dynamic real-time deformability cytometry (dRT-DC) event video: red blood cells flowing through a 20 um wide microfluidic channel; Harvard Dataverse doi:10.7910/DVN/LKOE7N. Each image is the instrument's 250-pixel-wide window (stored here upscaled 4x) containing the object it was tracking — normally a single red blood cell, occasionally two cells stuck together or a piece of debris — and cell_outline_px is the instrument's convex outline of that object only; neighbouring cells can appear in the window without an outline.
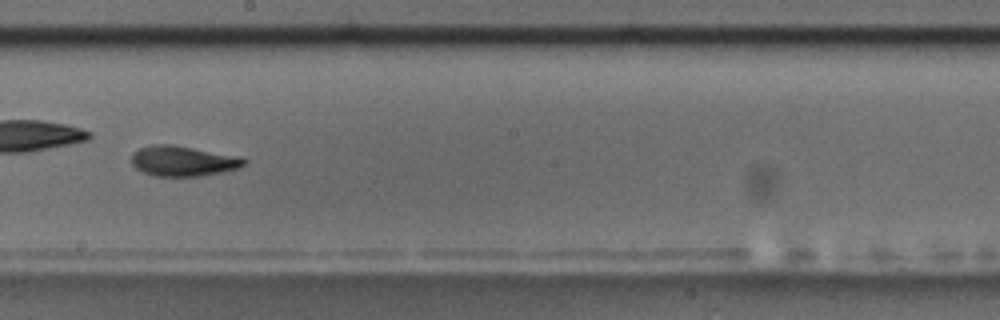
{"species": "common noctule bat (a hibernating species)", "species_latin": "Nyctalus noctula", "temperature_condition": "room temperature", "stored_images_in_passage": 58, "camera_frame_rate_fps": 3000, "um_per_image_px": 0.085, "animal": {"sex": "male", "body_mass_g": 17.5, "forearm_length_mm": 52.3}, "frame": {"image": 1, "passage_image": 34, "time_ms": 11.0, "image_size_px": [1000, 320], "cell_outline_px": [[248, 160], [244, 164], [236, 168], [220, 172], [200, 176], [156, 176], [144, 172], [136, 168], [132, 164], [132, 152], [140, 148], [152, 144], [168, 144], [240, 156]], "centroid_in_image_um": [15.53, 13.68], "position_along_channel_um": 232.7, "area_um2": 19.59}, "authors_computed_cell_mechanics": {"area_um2": 19.2474, "velocity_mm_per_s": 3.4572, "shape_relaxation_time_tau1_ms": 5.4398, "shape_relaxation_time_tau2_ms": 3.9713, "deformation_change_tau1": 0.2015, "deformation_change_tau2": 0.0906}}